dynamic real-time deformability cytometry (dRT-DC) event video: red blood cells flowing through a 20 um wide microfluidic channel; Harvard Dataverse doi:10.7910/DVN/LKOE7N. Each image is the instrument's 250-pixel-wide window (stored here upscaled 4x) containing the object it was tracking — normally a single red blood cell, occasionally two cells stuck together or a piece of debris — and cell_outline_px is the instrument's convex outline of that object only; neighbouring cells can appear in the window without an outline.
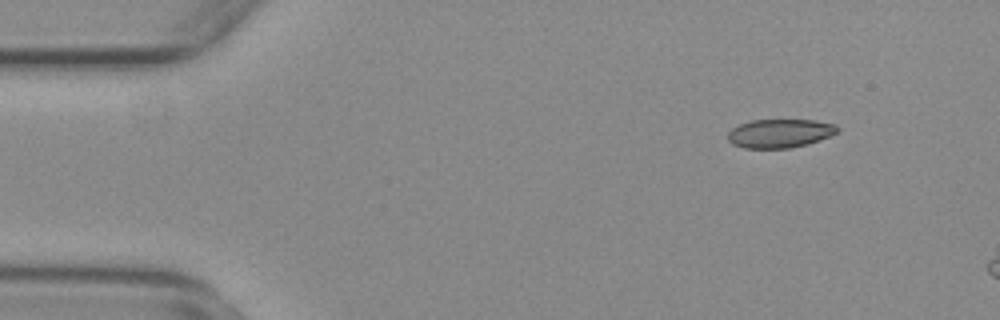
{"species": "common noctule bat (a hibernating species)", "species_latin": "Nyctalus noctula", "temperature_condition": "warm", "stored_images_in_passage": 11, "camera_frame_rate_fps": 3000, "um_per_image_px": 0.085, "animal": {"sex": "female", "body_mass_g": 29.2, "forearm_length_mm": 56.3}, "frame": {"image": 1, "passage_image": 5, "time_ms": 1.333, "image_size_px": [1000, 320], "cell_outline_px": [[840, 128], [836, 132], [828, 136], [804, 144], [788, 148], [744, 148], [732, 144], [728, 140], [728, 132], [732, 128], [740, 124], [752, 120], [812, 120], [836, 124]], "centroid_in_image_um": [66.24, 11.32], "position_along_channel_um": 18.8, "area_um2": 18.03}}